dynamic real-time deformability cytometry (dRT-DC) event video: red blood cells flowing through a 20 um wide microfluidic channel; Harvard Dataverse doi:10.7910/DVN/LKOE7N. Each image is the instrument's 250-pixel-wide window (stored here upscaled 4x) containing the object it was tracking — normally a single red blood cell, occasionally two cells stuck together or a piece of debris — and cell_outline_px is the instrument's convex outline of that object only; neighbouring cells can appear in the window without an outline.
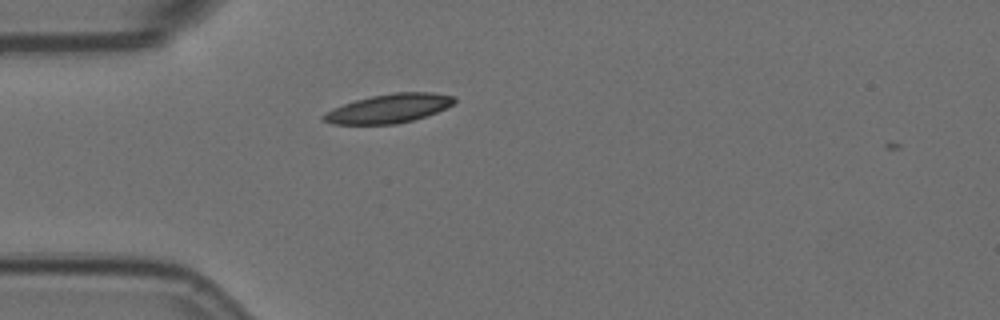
{"species": "Egyptian fruit bat (a non-hibernating species)", "species_latin": "Rousettus aegyptiacus", "temperature_condition": "room temperature", "stored_images_in_passage": 2, "camera_frame_rate_fps": 3000, "um_per_image_px": 0.085, "animal": {"sex": "female"}, "frame": {"image": 1, "passage_image": 1, "time_ms": 0.0, "image_size_px": [1000, 320], "cell_outline_px": [[456, 100], [452, 104], [436, 112], [412, 120], [396, 124], [332, 124], [324, 120], [320, 116], [332, 108], [356, 100], [372, 96], [392, 92], [432, 92], [456, 96]], "centroid_in_image_um": [33.04, 9.21], "position_along_channel_um": 52.0, "area_um2": 21.91}}